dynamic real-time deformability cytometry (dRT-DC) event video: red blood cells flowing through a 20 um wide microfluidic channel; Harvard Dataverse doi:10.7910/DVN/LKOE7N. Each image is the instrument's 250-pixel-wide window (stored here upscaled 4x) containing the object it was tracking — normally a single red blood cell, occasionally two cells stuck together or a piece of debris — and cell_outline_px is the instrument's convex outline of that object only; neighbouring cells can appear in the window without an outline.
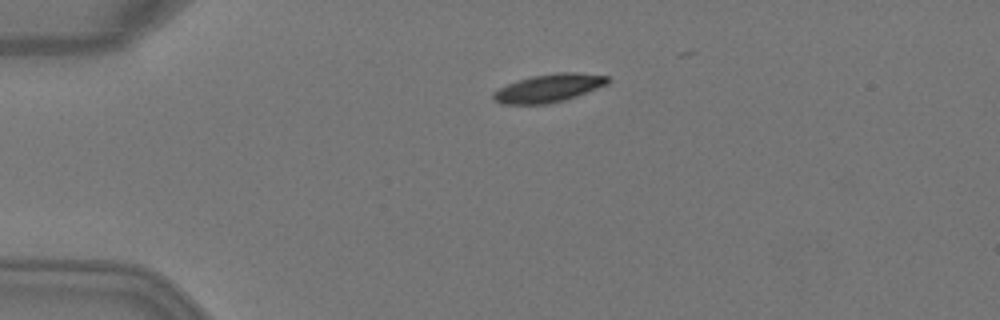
{"species": "Egyptian fruit bat (a non-hibernating species)", "species_latin": "Rousettus aegyptiacus", "temperature_condition": "warm", "stored_images_in_passage": 2, "camera_frame_rate_fps": 3000, "um_per_image_px": 0.085, "animal": {"sex": "female"}, "frame": {"image": 1, "passage_image": 1, "time_ms": 0.0, "image_size_px": [1000, 320], "cell_outline_px": [[608, 84], [576, 96], [564, 100], [548, 104], [500, 104], [492, 100], [492, 92], [516, 80], [532, 76], [556, 72], [576, 72], [608, 76]], "centroid_in_image_um": [46.6, 7.49], "position_along_channel_um": 38.4, "area_um2": 18.79}}